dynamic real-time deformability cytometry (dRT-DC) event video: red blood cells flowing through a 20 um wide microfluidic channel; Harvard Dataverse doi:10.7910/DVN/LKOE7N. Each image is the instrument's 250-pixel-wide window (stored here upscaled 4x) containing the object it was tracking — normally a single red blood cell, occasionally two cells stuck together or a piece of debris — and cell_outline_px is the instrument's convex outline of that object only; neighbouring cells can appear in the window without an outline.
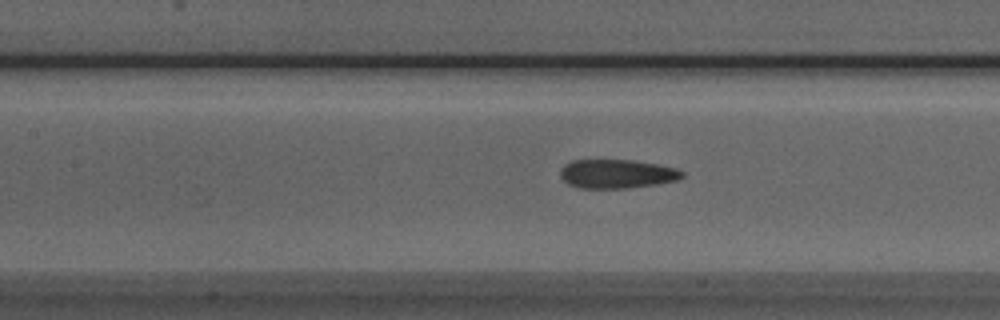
{"species": "Egyptian fruit bat (a non-hibernating species)", "species_latin": "Rousettus aegyptiacus", "temperature_condition": "room temperature", "stored_images_in_passage": 30, "camera_frame_rate_fps": 3000, "um_per_image_px": 0.085, "animal": {"sex": "male"}, "frame": {"image": 1, "passage_image": 10, "time_ms": 3.0, "image_size_px": [1000, 320], "cell_outline_px": [[684, 176], [676, 180], [656, 184], [628, 188], [580, 188], [568, 184], [560, 176], [560, 172], [564, 164], [572, 160], [632, 160], [656, 164], [676, 168], [684, 172]], "centroid_in_image_um": [52.42, 14.77], "position_along_channel_um": 155.0, "area_um2": 20.46}}
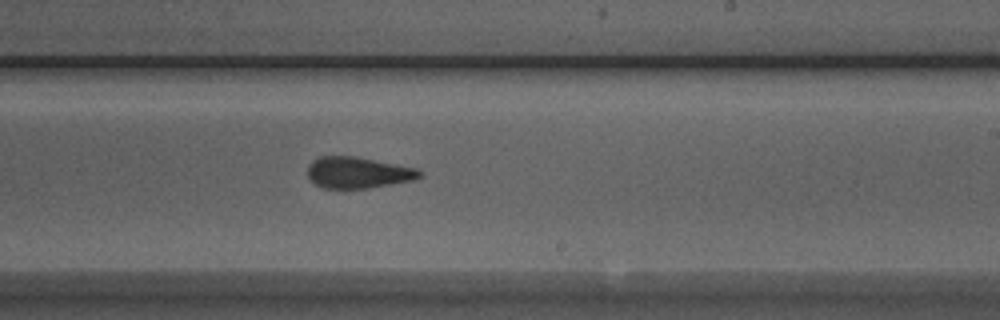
{"frame": {"image": 2, "passage_image": 18, "time_ms": 5.667, "image_size_px": [1000, 320], "cell_outline_px": [[424, 176], [412, 180], [392, 184], [368, 188], [320, 188], [308, 176], [308, 164], [312, 160], [320, 156], [356, 156], [420, 168], [424, 172]], "centroid_in_image_um": [30.48, 14.66], "position_along_channel_um": 258.5, "area_um2": 20.75}}
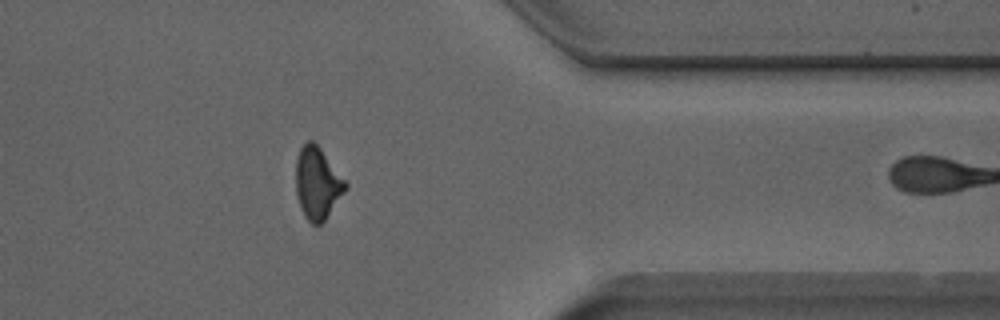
{"frame": {"image": 3, "passage_image": 29, "time_ms": 9.333, "image_size_px": [1000, 320], "cell_outline_px": [[348, 188], [324, 220], [320, 224], [312, 224], [304, 216], [300, 208], [296, 192], [296, 160], [300, 148], [308, 140], [312, 140], [320, 148], [348, 184]], "centroid_in_image_um": [26.97, 15.58], "position_along_channel_um": 384.4, "area_um2": 20.63}}